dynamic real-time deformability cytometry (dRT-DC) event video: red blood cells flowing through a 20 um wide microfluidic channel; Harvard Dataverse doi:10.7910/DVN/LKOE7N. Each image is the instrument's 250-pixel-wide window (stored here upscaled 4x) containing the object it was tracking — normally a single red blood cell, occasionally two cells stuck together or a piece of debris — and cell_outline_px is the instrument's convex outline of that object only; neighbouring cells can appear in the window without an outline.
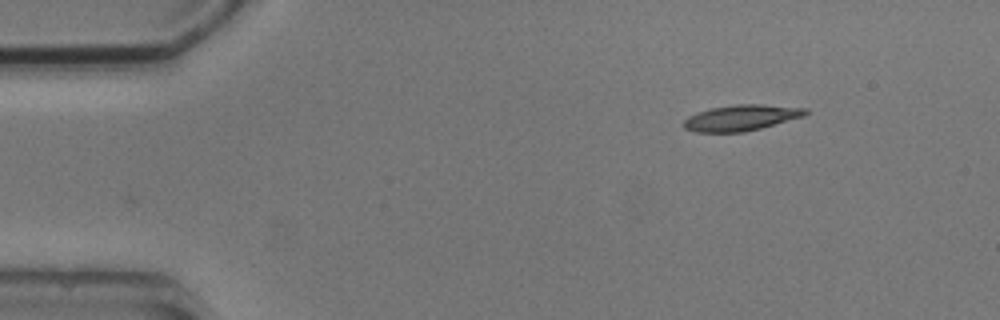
{"species": "common noctule bat (a hibernating species)", "species_latin": "Nyctalus noctula", "temperature_condition": "cold", "stored_images_in_passage": 3, "camera_frame_rate_fps": 3000, "um_per_image_px": 0.085, "animal": {"sex": "male", "body_mass_g": 20.5, "forearm_length_mm": 52.5}, "frame": {"image": 1, "passage_image": 3, "time_ms": 2.333, "image_size_px": [1000, 320], "cell_outline_px": [[808, 112], [804, 116], [760, 128], [744, 132], [696, 132], [684, 128], [684, 120], [688, 116], [712, 108], [736, 104], [764, 104], [808, 108]], "centroid_in_image_um": [63.03, 10.0], "position_along_channel_um": 22.0, "area_um2": 18.21}}